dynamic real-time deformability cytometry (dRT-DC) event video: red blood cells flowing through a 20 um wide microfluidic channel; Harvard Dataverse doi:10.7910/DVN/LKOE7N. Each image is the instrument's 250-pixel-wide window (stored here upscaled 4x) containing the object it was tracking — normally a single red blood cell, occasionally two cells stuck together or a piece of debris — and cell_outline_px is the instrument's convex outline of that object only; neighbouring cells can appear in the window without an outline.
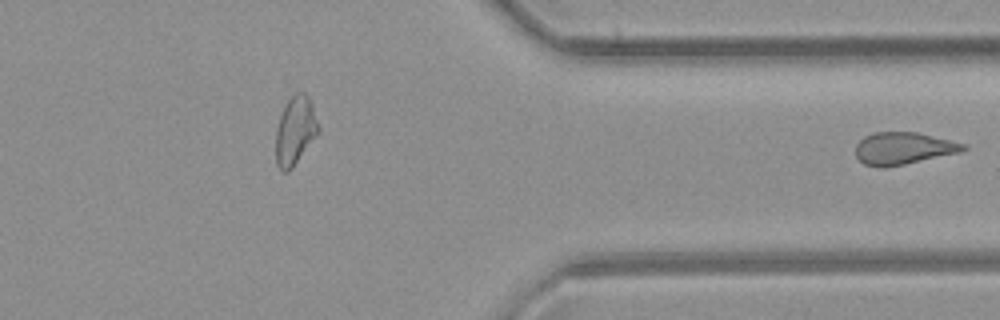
{"species": "common noctule bat (a hibernating species)", "species_latin": "Nyctalus noctula", "temperature_condition": "room temperature", "stored_images_in_passage": 25, "segment_of_instrument_passage": [2, 2], "camera_frame_rate_fps": 3000, "um_per_image_px": 0.085, "animal": {"sex": "female", "body_mass_g": 21.9}, "frame": {"image": 1, "passage_image": 25, "time_ms": 8.0, "image_size_px": [1000, 320], "cell_outline_px": [[968, 148], [960, 152], [904, 164], [884, 168], [876, 168], [864, 164], [856, 156], [856, 144], [864, 136], [876, 132], [916, 132], [968, 144]], "centroid_in_image_um": [76.78, 12.61], "position_along_channel_um": 334.6, "area_um2": 20.23}}